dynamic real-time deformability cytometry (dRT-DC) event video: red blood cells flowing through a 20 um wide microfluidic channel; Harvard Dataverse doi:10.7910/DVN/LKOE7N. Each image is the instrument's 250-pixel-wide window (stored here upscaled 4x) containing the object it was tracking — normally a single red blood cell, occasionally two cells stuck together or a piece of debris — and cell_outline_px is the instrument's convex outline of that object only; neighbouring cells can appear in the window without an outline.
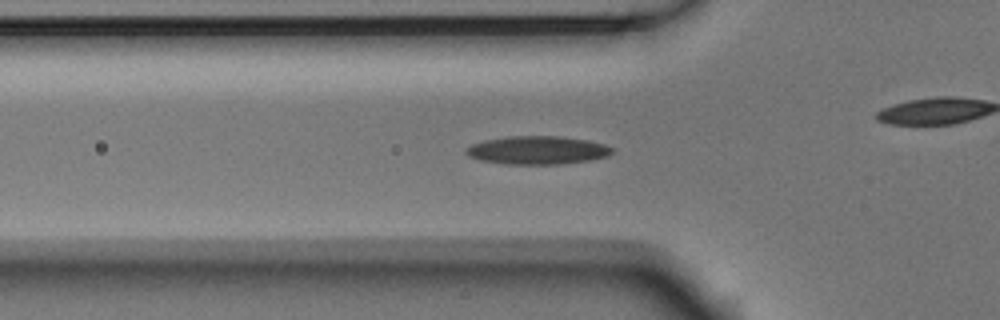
{"species": "Egyptian fruit bat (a non-hibernating species)", "species_latin": "Rousettus aegyptiacus", "temperature_condition": "room temperature", "stored_images_in_passage": 54, "camera_frame_rate_fps": 3000, "um_per_image_px": 0.085, "animal": {"sex": "male"}, "frame": {"image": 1, "passage_image": 17, "time_ms": 5.333, "image_size_px": [1000, 320], "cell_outline_px": [[616, 148], [608, 156], [592, 160], [560, 164], [504, 164], [480, 160], [468, 156], [464, 152], [464, 148], [472, 144], [484, 140], [508, 136], [560, 136], [588, 140], [604, 144]], "centroid_in_image_um": [45.68, 12.76], "position_along_channel_um": 80.1, "area_um2": 24.33}}
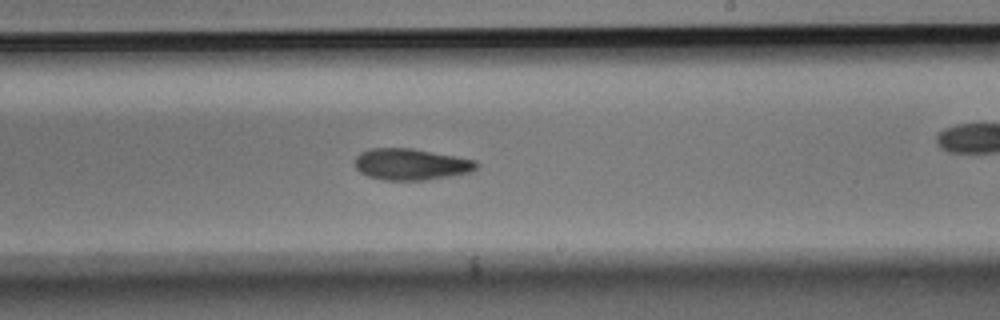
{"frame": {"image": 2, "passage_image": 31, "time_ms": 10.0, "image_size_px": [1000, 320], "cell_outline_px": [[476, 168], [468, 172], [452, 176], [428, 180], [384, 180], [368, 176], [360, 172], [356, 168], [356, 156], [360, 152], [368, 148], [412, 148], [476, 160]], "centroid_in_image_um": [34.9, 13.96], "position_along_channel_um": 254.1, "area_um2": 22.2}}
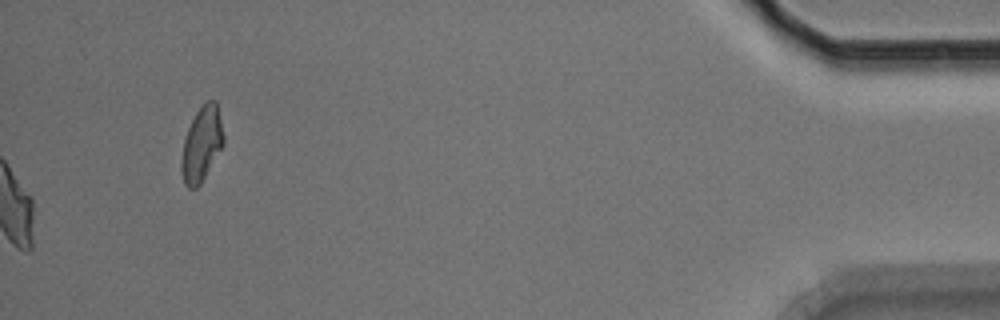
{"frame": {"image": 3, "passage_image": 54, "time_ms": 17.667, "image_size_px": [1000, 320], "cell_outline_px": [[224, 144], [200, 184], [196, 188], [188, 188], [184, 184], [180, 168], [180, 160], [184, 140], [188, 128], [196, 112], [208, 100], [216, 100], [224, 136]], "centroid_in_image_um": [17.13, 12.27], "position_along_channel_um": 418.1, "area_um2": 18.21}, "authors_computed_cell_mechanics": {"area_um2": 22.1663, "velocity_mm_per_s": 3.7138, "shape_relaxation_time_tau1_ms": 8.192, "shape_relaxation_time_tau2_ms": 6.2997, "deformation_change_tau1": 0.1743, "deformation_change_tau2": 0.1295}}